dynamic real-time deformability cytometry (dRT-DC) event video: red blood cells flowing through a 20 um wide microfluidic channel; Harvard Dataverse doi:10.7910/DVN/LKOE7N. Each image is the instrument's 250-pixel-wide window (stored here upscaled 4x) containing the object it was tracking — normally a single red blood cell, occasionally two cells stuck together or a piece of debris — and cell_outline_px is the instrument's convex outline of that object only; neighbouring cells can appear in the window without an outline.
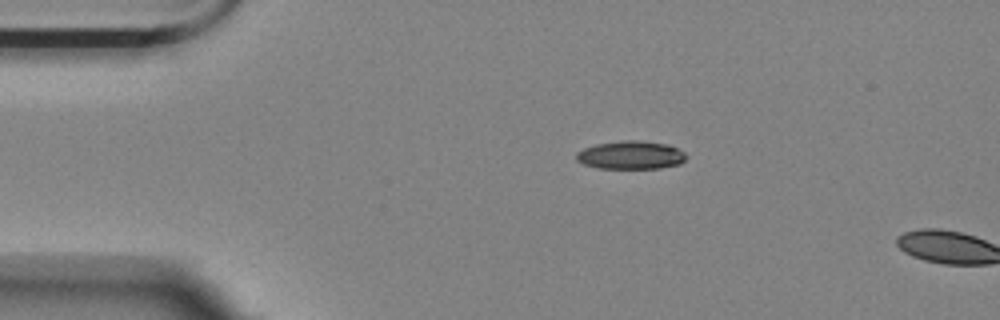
{"species": "Egyptian fruit bat (a non-hibernating species)", "species_latin": "Rousettus aegyptiacus", "temperature_condition": "room temperature", "stored_images_in_passage": 3, "camera_frame_rate_fps": 3000, "um_per_image_px": 0.085, "animal": {"sex": "female"}, "frame": {"image": 1, "passage_image": 1, "time_ms": 0.0, "image_size_px": [1000, 320], "cell_outline_px": [[688, 156], [680, 164], [660, 168], [596, 168], [584, 164], [576, 160], [576, 152], [584, 148], [596, 144], [624, 140], [636, 140], [668, 144], [684, 152]], "centroid_in_image_um": [53.61, 13.18], "position_along_channel_um": 31.4, "area_um2": 18.09}}